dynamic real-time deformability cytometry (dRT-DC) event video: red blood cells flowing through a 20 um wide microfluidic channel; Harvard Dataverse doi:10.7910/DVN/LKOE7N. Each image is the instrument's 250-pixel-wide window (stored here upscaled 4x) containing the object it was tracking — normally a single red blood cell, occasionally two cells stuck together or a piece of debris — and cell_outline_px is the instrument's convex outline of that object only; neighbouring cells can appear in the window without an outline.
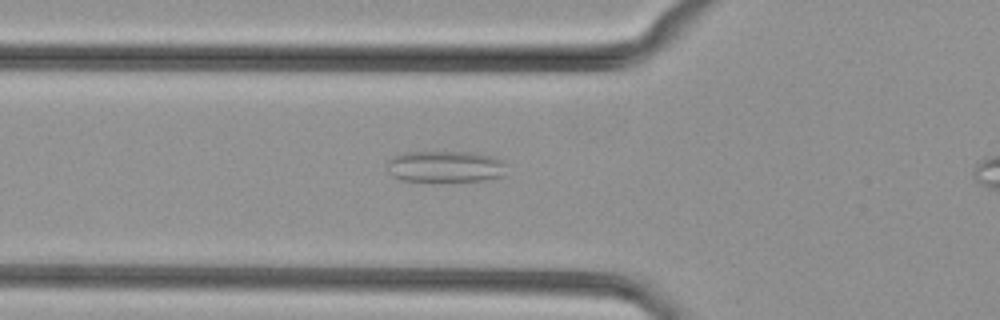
{"species": "common noctule bat (a hibernating species)", "species_latin": "Nyctalus noctula", "temperature_condition": "cold", "stored_images_in_passage": 32, "camera_frame_rate_fps": 3000, "um_per_image_px": 0.085, "animal": {"sex": "female", "body_mass_g": 29.2, "forearm_length_mm": 56.3}, "frame": {"image": 1, "passage_image": 6, "time_ms": 1.667, "image_size_px": [1000, 320], "cell_outline_px": [[504, 176], [484, 180], [400, 180], [392, 176], [388, 172], [388, 160], [392, 156], [404, 152], [476, 152], [492, 156], [500, 160], [504, 164]], "centroid_in_image_um": [37.82, 14.13], "position_along_channel_um": 88.0, "area_um2": 21.68}}
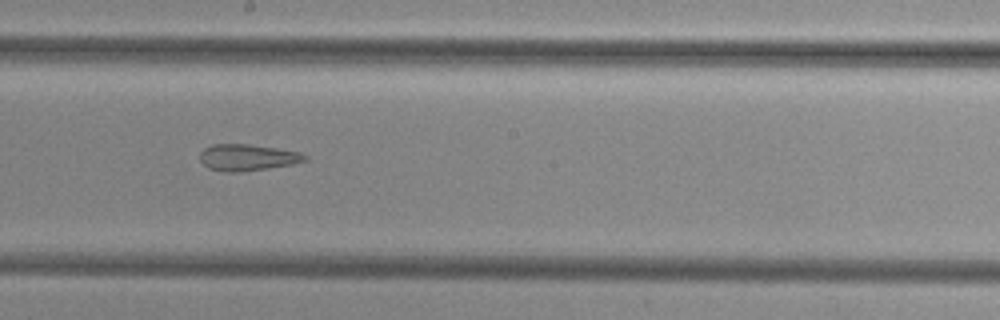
{"frame": {"image": 2, "passage_image": 16, "time_ms": 5.0, "image_size_px": [1000, 320], "cell_outline_px": [[308, 160], [292, 164], [268, 168], [240, 172], [224, 172], [208, 168], [200, 160], [200, 152], [204, 148], [212, 144], [248, 144], [276, 148], [300, 152], [308, 156]], "centroid_in_image_um": [21.03, 13.38], "position_along_channel_um": 227.2, "area_um2": 16.24}}
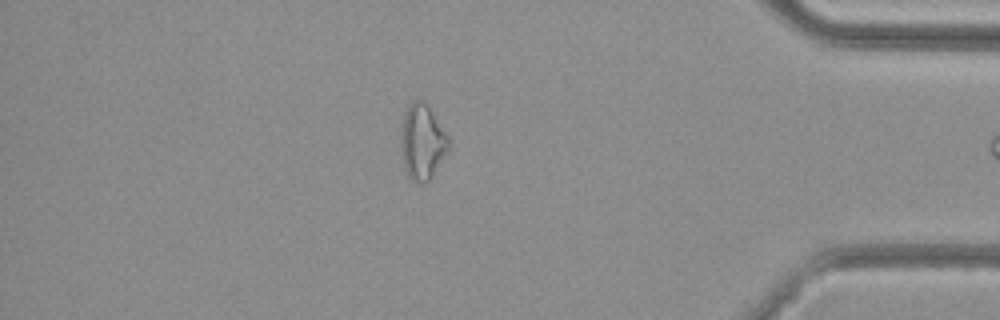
{"frame": {"image": 3, "passage_image": 31, "time_ms": 10.0, "image_size_px": [1000, 320], "cell_outline_px": [[452, 140], [448, 148], [432, 176], [424, 184], [420, 184], [412, 180], [408, 176], [404, 168], [400, 148], [400, 136], [404, 116], [408, 104], [412, 100], [424, 100], [428, 104]], "centroid_in_image_um": [35.89, 12.03], "position_along_channel_um": 399.3, "area_um2": 21.27}}